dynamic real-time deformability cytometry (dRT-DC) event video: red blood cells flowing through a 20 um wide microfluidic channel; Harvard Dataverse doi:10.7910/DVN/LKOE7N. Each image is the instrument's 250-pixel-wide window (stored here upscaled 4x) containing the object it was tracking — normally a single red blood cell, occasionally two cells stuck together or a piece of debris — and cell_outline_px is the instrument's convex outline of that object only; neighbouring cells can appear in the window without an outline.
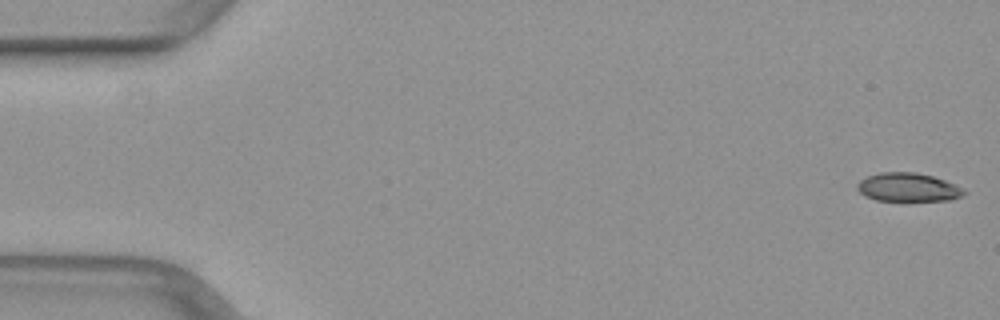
{"species": "common noctule bat (a hibernating species)", "species_latin": "Nyctalus noctula", "temperature_condition": "warm", "stored_images_in_passage": 49, "camera_frame_rate_fps": 3000, "um_per_image_px": 0.085, "animal": {"sex": "female", "body_mass_g": 29.2, "forearm_length_mm": 56.3}, "frame": {"image": 1, "passage_image": 1, "time_ms": 0.0, "image_size_px": [1000, 320], "cell_outline_px": [[968, 192], [960, 196], [948, 200], [876, 200], [864, 196], [856, 188], [856, 184], [860, 180], [868, 176], [880, 172], [916, 172], [932, 176], [956, 184], [964, 188]], "centroid_in_image_um": [77.17, 15.91], "position_along_channel_um": 7.8, "area_um2": 17.74}}
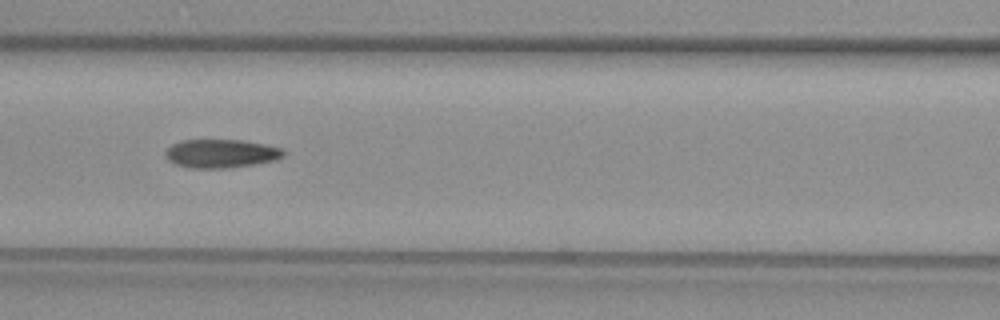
{"frame": {"image": 2, "passage_image": 22, "time_ms": 7.0, "image_size_px": [1000, 320], "cell_outline_px": [[284, 156], [276, 160], [256, 164], [228, 168], [188, 168], [176, 164], [168, 160], [164, 156], [164, 152], [172, 144], [184, 140], [240, 140], [264, 144], [280, 148], [284, 152]], "centroid_in_image_um": [18.76, 13.06], "position_along_channel_um": 147.8, "area_um2": 19.65}}
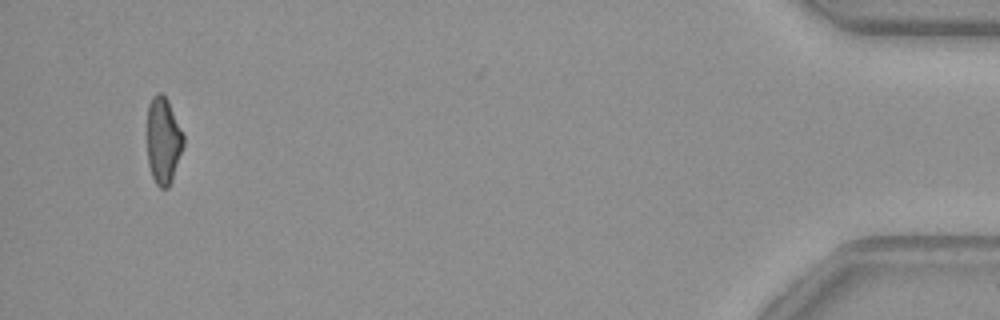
{"frame": {"image": 3, "passage_image": 48, "time_ms": 15.667, "image_size_px": [1000, 320], "cell_outline_px": [[184, 144], [172, 180], [168, 188], [160, 188], [156, 184], [152, 176], [148, 164], [148, 104], [152, 96], [156, 92], [160, 92], [168, 100], [184, 136]], "centroid_in_image_um": [13.88, 11.95], "position_along_channel_um": 421.3, "area_um2": 18.26}}